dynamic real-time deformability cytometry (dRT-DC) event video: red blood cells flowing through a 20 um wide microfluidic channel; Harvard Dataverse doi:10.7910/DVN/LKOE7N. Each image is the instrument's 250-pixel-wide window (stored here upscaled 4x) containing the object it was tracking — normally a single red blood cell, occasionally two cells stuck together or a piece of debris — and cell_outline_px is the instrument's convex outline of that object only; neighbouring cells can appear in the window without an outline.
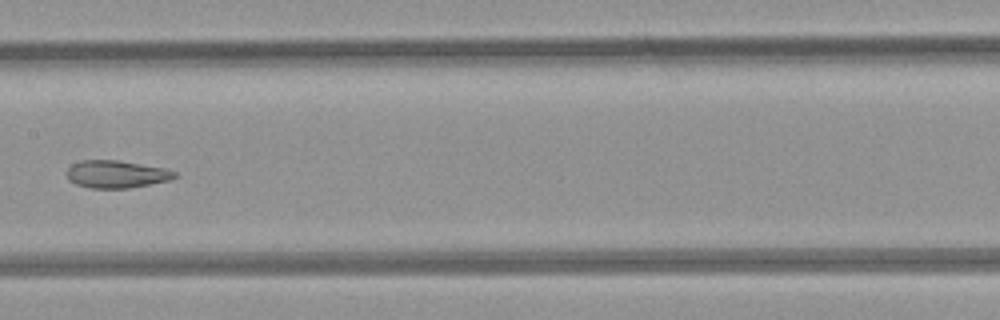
{"species": "common noctule bat (a hibernating species)", "species_latin": "Nyctalus noctula", "temperature_condition": "room temperature", "stored_images_in_passage": 9, "camera_frame_rate_fps": 3000, "um_per_image_px": 0.085, "animal": {"sex": "female", "body_mass_g": 21.9}, "frame": {"image": 1, "passage_image": 7, "time_ms": 8.0, "image_size_px": [1000, 320], "cell_outline_px": [[180, 176], [168, 180], [128, 188], [88, 188], [76, 184], [68, 180], [64, 172], [72, 164], [80, 160], [116, 160], [164, 168], [176, 172]], "centroid_in_image_um": [9.84, 14.8], "position_along_channel_um": 197.6, "area_um2": 17.34}}
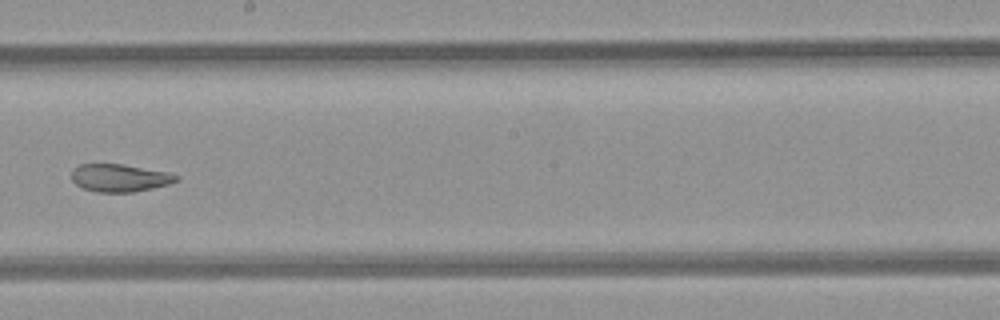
{"frame": {"image": 2, "passage_image": 8, "time_ms": 9.0, "image_size_px": [1000, 320], "cell_outline_px": [[180, 180], [168, 184], [152, 188], [132, 192], [96, 192], [84, 188], [76, 184], [72, 180], [72, 168], [80, 164], [124, 164], [168, 172], [180, 176]], "centroid_in_image_um": [10.18, 15.11], "position_along_channel_um": 238.0, "area_um2": 16.94}}
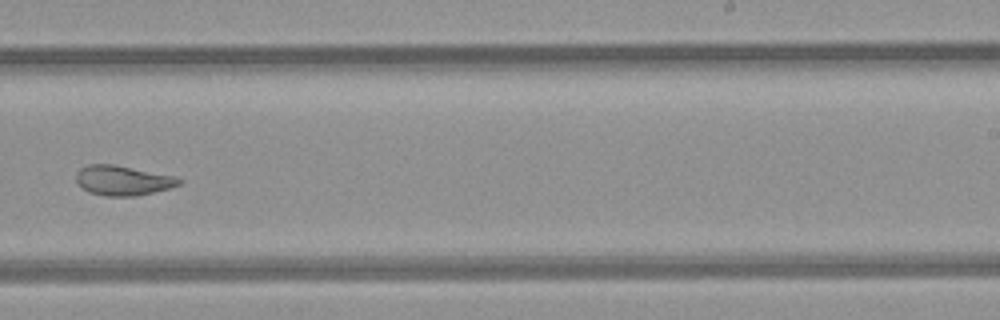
{"frame": {"image": 3, "passage_image": 9, "time_ms": 10.0, "image_size_px": [1000, 320], "cell_outline_px": [[184, 180], [180, 184], [168, 188], [136, 196], [104, 196], [88, 192], [76, 184], [76, 176], [80, 168], [88, 164], [112, 164], [176, 176]], "centroid_in_image_um": [10.41, 15.34], "position_along_channel_um": 278.6, "area_um2": 17.92}}